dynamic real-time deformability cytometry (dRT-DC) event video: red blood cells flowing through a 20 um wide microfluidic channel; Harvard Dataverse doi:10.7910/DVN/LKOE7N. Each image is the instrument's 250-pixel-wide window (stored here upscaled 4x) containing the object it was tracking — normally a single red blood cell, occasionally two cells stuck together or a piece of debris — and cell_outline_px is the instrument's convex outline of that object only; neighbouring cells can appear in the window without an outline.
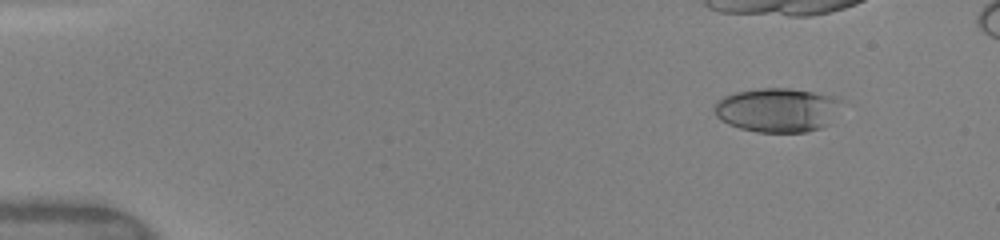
{"species": "human", "species_latin": "Homo sapiens", "temperature_condition": "warm", "stored_images_in_passage": 25, "camera_frame_rate_fps": 3000, "um_per_image_px": 0.085, "donor": {"sex": "female"}, "frame": {"image": 1, "passage_image": 9, "time_ms": 1.667, "image_size_px": [1000, 240], "cell_outline_px": [[840, 100], [828, 124], [820, 128], [804, 132], [756, 132], [740, 128], [728, 124], [720, 120], [716, 116], [712, 108], [716, 100], [724, 96], [736, 92], [760, 88], [788, 88], [836, 96]], "centroid_in_image_um": [65.98, 9.34], "position_along_channel_um": 19.0, "area_um2": 32.48}}